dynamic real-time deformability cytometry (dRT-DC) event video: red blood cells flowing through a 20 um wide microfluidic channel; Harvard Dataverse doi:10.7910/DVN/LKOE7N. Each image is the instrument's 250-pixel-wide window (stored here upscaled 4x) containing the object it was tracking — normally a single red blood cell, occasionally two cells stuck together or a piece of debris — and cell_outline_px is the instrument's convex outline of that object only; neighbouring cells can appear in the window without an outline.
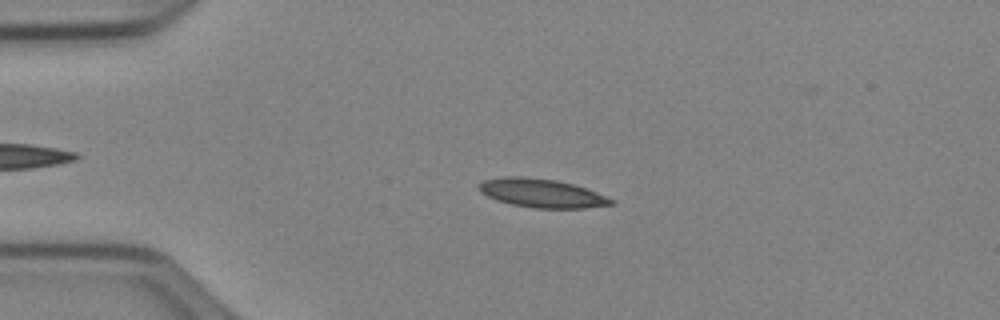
{"species": "Egyptian fruit bat (a non-hibernating species)", "species_latin": "Rousettus aegyptiacus", "temperature_condition": "cold", "stored_images_in_passage": 51, "camera_frame_rate_fps": 3000, "um_per_image_px": 0.085, "animal": {"sex": "female"}, "frame": {"image": 1, "passage_image": 12, "time_ms": 3.667, "image_size_px": [1000, 320], "cell_outline_px": [[616, 204], [584, 208], [536, 208], [512, 204], [496, 200], [480, 192], [480, 184], [484, 180], [504, 176], [520, 176], [556, 180], [572, 184], [596, 192], [616, 200]], "centroid_in_image_um": [46.08, 16.42], "position_along_channel_um": 38.9, "area_um2": 21.91}}
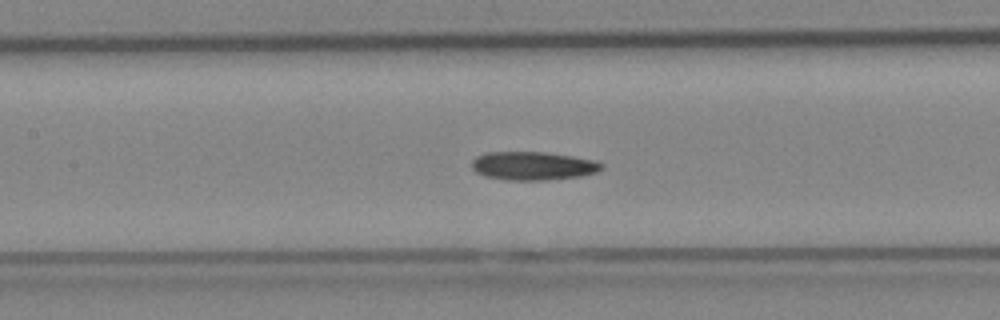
{"frame": {"image": 2, "passage_image": 24, "time_ms": 7.667, "image_size_px": [1000, 320], "cell_outline_px": [[604, 168], [596, 172], [580, 176], [548, 180], [508, 180], [484, 176], [476, 172], [472, 168], [472, 160], [476, 156], [484, 152], [544, 152], [572, 156], [596, 160], [604, 164]], "centroid_in_image_um": [45.31, 14.09], "position_along_channel_um": 162.1, "area_um2": 21.68}}
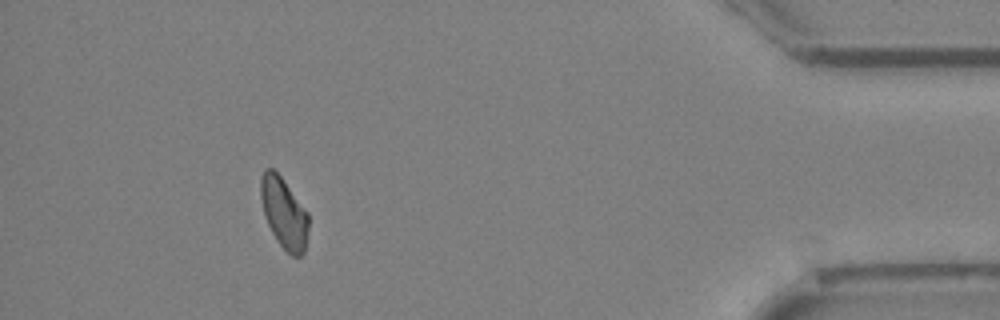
{"frame": {"image": 3, "passage_image": 47, "time_ms": 15.333, "image_size_px": [1000, 320], "cell_outline_px": [[308, 228], [304, 252], [300, 256], [292, 256], [276, 240], [264, 216], [260, 196], [260, 180], [264, 168], [272, 168], [280, 176], [308, 212]], "centroid_in_image_um": [24.12, 18.09], "position_along_channel_um": 411.1, "area_um2": 19.54}, "authors_computed_cell_mechanics": {"area_um2": 20.9814, "velocity_mm_per_s": 3.9501, "shape_relaxation_time_tau1_ms": null, "shape_relaxation_time_tau2_ms": 10.1431, "deformation_change_tau1": null, "deformation_change_tau2": 0.173}}